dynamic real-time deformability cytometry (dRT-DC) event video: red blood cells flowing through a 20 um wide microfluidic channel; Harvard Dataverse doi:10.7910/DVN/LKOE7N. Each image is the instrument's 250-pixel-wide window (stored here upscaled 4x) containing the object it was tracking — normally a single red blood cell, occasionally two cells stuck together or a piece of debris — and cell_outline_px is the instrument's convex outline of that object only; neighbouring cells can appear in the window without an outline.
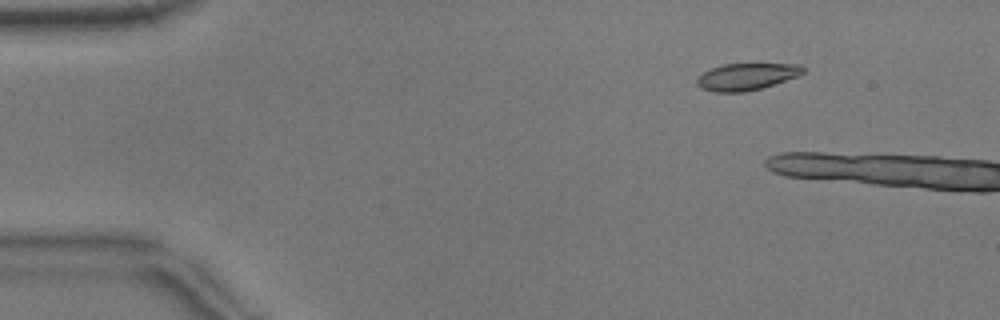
{"species": "common noctule bat (a hibernating species)", "species_latin": "Nyctalus noctula", "temperature_condition": "warm", "stored_images_in_passage": 4, "camera_frame_rate_fps": 3000, "um_per_image_px": 0.085, "animal": {"sex": "male", "body_mass_g": 17.9}, "frame": {"image": 1, "passage_image": 1, "time_ms": 0.0, "image_size_px": [1000, 320], "cell_outline_px": [[804, 72], [800, 76], [760, 88], [744, 92], [712, 92], [700, 88], [696, 84], [696, 80], [704, 72], [712, 68], [724, 64], [800, 64], [804, 68]], "centroid_in_image_um": [63.46, 6.52], "position_along_channel_um": 21.5, "area_um2": 16.59}}